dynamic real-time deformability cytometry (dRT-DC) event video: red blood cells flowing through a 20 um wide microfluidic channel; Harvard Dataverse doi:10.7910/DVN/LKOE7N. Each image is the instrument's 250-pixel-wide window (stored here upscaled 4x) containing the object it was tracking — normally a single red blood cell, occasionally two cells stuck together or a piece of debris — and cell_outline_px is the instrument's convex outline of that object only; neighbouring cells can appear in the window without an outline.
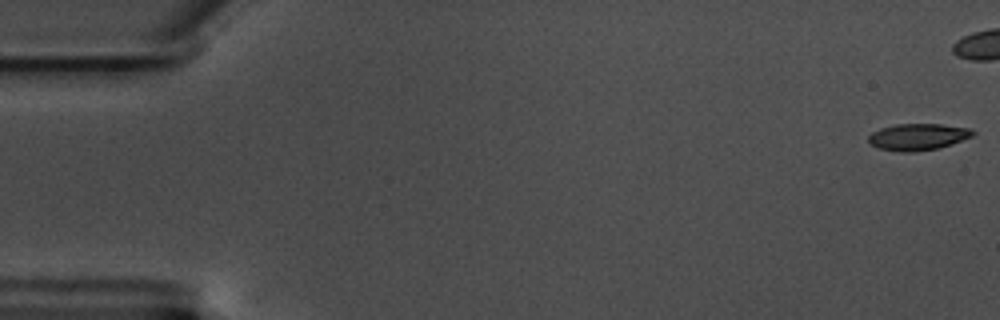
{"species": "common noctule bat (a hibernating species)", "species_latin": "Nyctalus noctula", "temperature_condition": "warm", "stored_images_in_passage": 46, "camera_frame_rate_fps": 3000, "um_per_image_px": 0.085, "animal": {"sex": "male", "body_mass_g": 17.5, "forearm_length_mm": 52.3}, "frame": {"image": 1, "passage_image": 1, "time_ms": 0.0, "image_size_px": [1000, 320], "cell_outline_px": [[976, 132], [972, 136], [952, 144], [936, 148], [912, 152], [900, 152], [880, 148], [872, 144], [868, 140], [868, 136], [872, 132], [880, 128], [896, 124], [940, 124], [968, 128]], "centroid_in_image_um": [78.01, 11.62], "position_along_channel_um": 7.0, "area_um2": 16.01}}
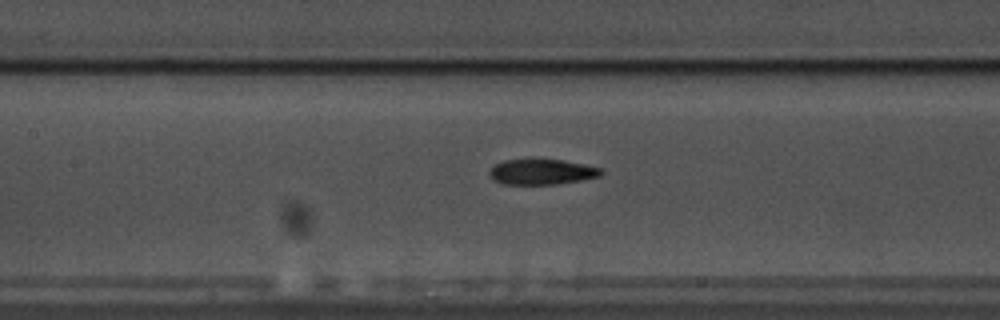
{"frame": {"image": 2, "passage_image": 27, "time_ms": 8.667, "image_size_px": [1000, 320], "cell_outline_px": [[604, 172], [600, 176], [580, 180], [556, 184], [500, 184], [492, 180], [488, 172], [496, 164], [504, 160], [532, 156], [564, 160], [584, 164], [600, 168]], "centroid_in_image_um": [46.0, 14.56], "position_along_channel_um": 161.4, "area_um2": 17.28}}